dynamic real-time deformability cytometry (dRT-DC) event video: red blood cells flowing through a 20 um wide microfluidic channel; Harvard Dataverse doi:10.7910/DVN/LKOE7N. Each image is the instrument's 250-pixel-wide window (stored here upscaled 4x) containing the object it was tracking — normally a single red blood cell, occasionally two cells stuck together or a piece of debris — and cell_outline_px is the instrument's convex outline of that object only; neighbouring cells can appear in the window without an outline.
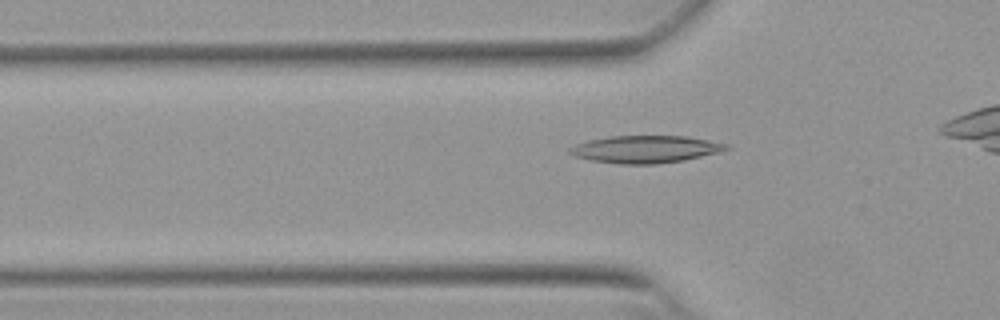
{"species": "Egyptian fruit bat (a non-hibernating species)", "species_latin": "Rousettus aegyptiacus", "temperature_condition": "warm", "stored_images_in_passage": 21, "camera_frame_rate_fps": 3000, "um_per_image_px": 0.085, "animal": {"sex": "female"}, "frame": {"image": 1, "passage_image": 9, "time_ms": 2.667, "image_size_px": [1000, 320], "cell_outline_px": [[732, 148], [720, 152], [684, 160], [656, 164], [620, 164], [592, 160], [576, 156], [568, 152], [568, 148], [576, 144], [588, 140], [608, 136], [684, 136], [708, 140], [728, 144]], "centroid_in_image_um": [54.88, 12.68], "position_along_channel_um": 70.9, "area_um2": 24.91}}
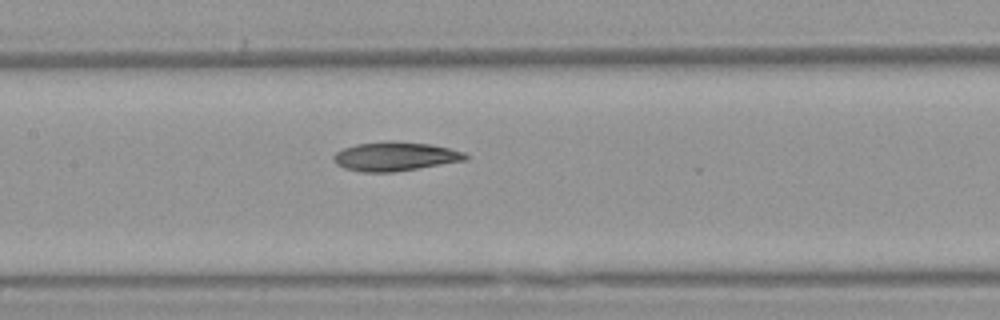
{"frame": {"image": 2, "passage_image": 17, "time_ms": 5.333, "image_size_px": [1000, 320], "cell_outline_px": [[468, 160], [392, 172], [364, 172], [344, 168], [336, 164], [332, 160], [332, 156], [336, 152], [344, 148], [356, 144], [388, 140], [432, 144], [464, 152], [468, 156]], "centroid_in_image_um": [33.57, 13.28], "position_along_channel_um": 173.8, "area_um2": 22.37}}
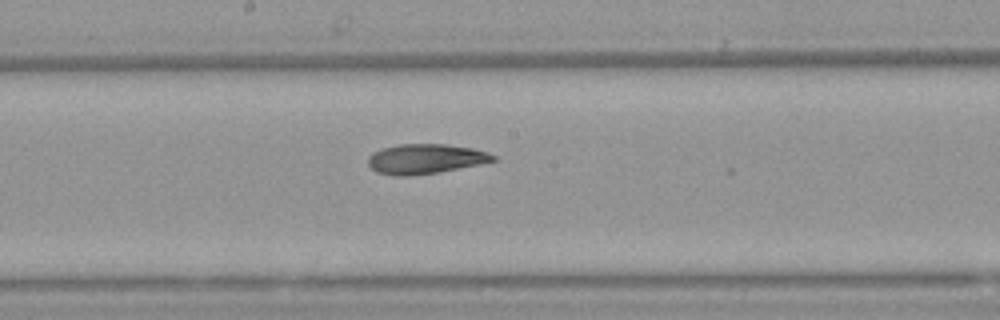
{"frame": {"image": 3, "passage_image": 20, "time_ms": 6.333, "image_size_px": [1000, 320], "cell_outline_px": [[496, 160], [480, 164], [440, 172], [408, 176], [396, 176], [376, 172], [368, 164], [368, 156], [372, 152], [384, 148], [400, 144], [444, 144], [472, 148], [488, 152], [496, 156]], "centroid_in_image_um": [36.15, 13.51], "position_along_channel_um": 212.0, "area_um2": 21.73}}